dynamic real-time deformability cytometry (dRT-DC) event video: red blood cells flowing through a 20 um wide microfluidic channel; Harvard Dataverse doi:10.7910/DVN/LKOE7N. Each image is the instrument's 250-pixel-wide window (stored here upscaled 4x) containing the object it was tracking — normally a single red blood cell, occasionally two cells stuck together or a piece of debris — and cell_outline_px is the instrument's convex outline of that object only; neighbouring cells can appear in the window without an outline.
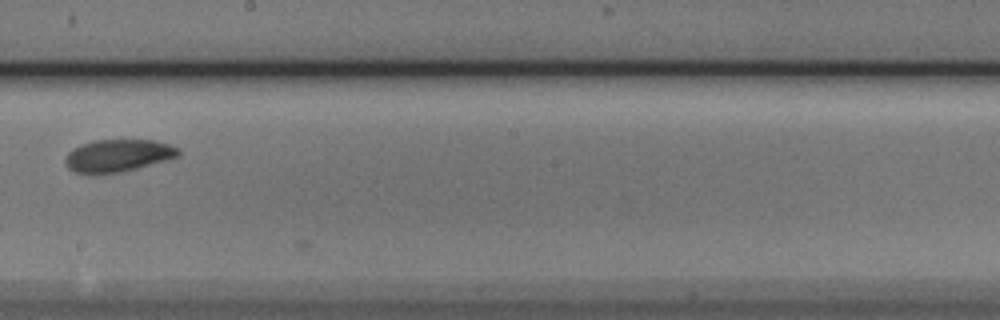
{"species": "Egyptian fruit bat (a non-hibernating species)", "species_latin": "Rousettus aegyptiacus", "temperature_condition": "cold", "stored_images_in_passage": 10, "camera_frame_rate_fps": 3000, "um_per_image_px": 0.085, "animal": {"sex": "male"}, "frame": {"image": 1, "passage_image": 9, "time_ms": 2.667, "image_size_px": [1000, 320], "cell_outline_px": [[180, 156], [168, 160], [120, 172], [76, 172], [68, 168], [64, 160], [64, 156], [72, 148], [80, 144], [96, 140], [152, 140], [168, 144], [180, 148]], "centroid_in_image_um": [10.04, 13.2], "position_along_channel_um": 238.2, "area_um2": 21.15}}